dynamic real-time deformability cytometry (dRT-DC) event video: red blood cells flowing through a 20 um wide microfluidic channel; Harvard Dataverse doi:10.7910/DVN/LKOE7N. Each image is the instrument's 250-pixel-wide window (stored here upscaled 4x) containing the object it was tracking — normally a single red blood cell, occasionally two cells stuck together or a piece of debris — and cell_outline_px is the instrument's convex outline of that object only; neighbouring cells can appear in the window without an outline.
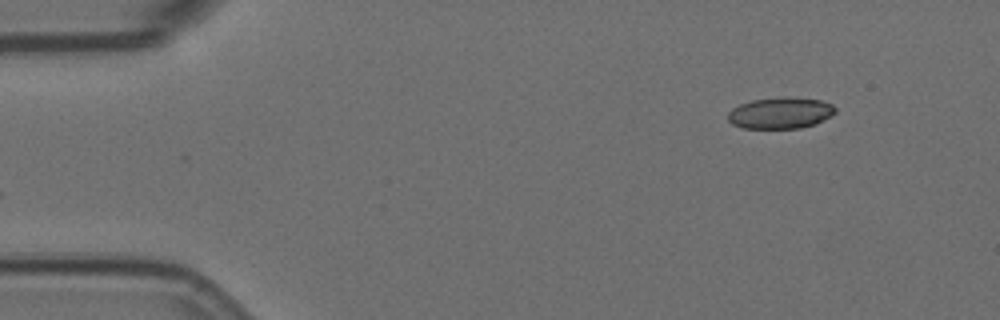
{"species": "Egyptian fruit bat (a non-hibernating species)", "species_latin": "Rousettus aegyptiacus", "temperature_condition": "room temperature", "stored_images_in_passage": 51, "camera_frame_rate_fps": 3000, "um_per_image_px": 0.085, "animal": {"sex": "female"}, "frame": {"image": 1, "passage_image": 1, "time_ms": 0.0, "image_size_px": [1000, 320], "cell_outline_px": [[836, 112], [816, 124], [800, 128], [744, 128], [732, 124], [728, 120], [728, 112], [732, 108], [740, 104], [752, 100], [820, 100], [832, 104], [836, 108]], "centroid_in_image_um": [66.31, 9.66], "position_along_channel_um": 18.7, "area_um2": 18.67}}
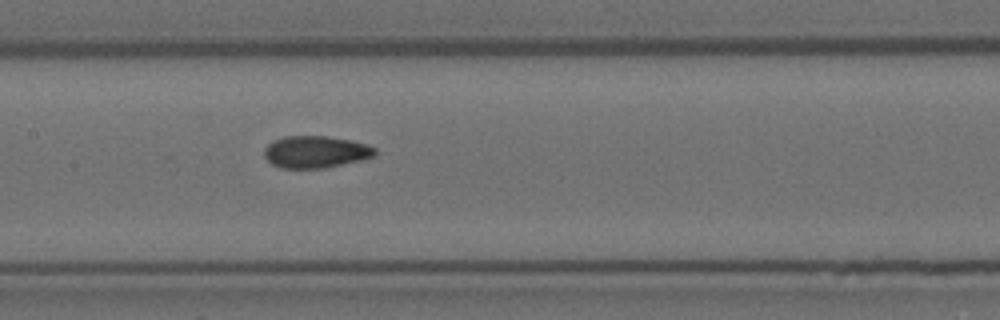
{"frame": {"image": 2, "passage_image": 22, "time_ms": 7.0, "image_size_px": [1000, 320], "cell_outline_px": [[376, 156], [360, 160], [324, 168], [284, 168], [272, 164], [264, 156], [264, 148], [272, 140], [284, 136], [328, 136], [352, 140], [368, 144], [376, 148]], "centroid_in_image_um": [26.84, 12.89], "position_along_channel_um": 180.6, "area_um2": 20.81}}
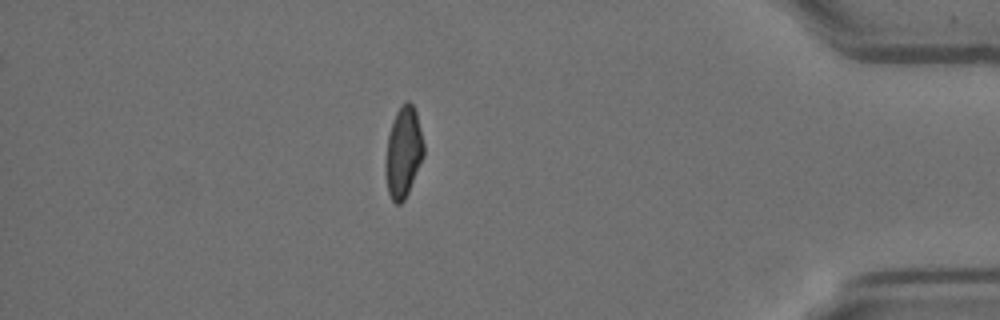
{"frame": {"image": 3, "passage_image": 44, "time_ms": 14.333, "image_size_px": [1000, 320], "cell_outline_px": [[424, 156], [408, 192], [404, 200], [400, 204], [396, 204], [392, 200], [388, 192], [384, 168], [384, 164], [388, 136], [396, 112], [404, 100], [408, 100], [412, 104], [416, 112], [424, 144]], "centroid_in_image_um": [34.28, 12.94], "position_along_channel_um": 400.9, "area_um2": 20.23}, "authors_computed_cell_mechanics": {"area_um2": 20.519, "velocity_mm_per_s": 3.5823, "shape_relaxation_time_tau1_ms": 7.3124, "shape_relaxation_time_tau2_ms": 1.7202, "deformation_change_tau1": 0.1781, "deformation_change_tau2": 0.0625}}